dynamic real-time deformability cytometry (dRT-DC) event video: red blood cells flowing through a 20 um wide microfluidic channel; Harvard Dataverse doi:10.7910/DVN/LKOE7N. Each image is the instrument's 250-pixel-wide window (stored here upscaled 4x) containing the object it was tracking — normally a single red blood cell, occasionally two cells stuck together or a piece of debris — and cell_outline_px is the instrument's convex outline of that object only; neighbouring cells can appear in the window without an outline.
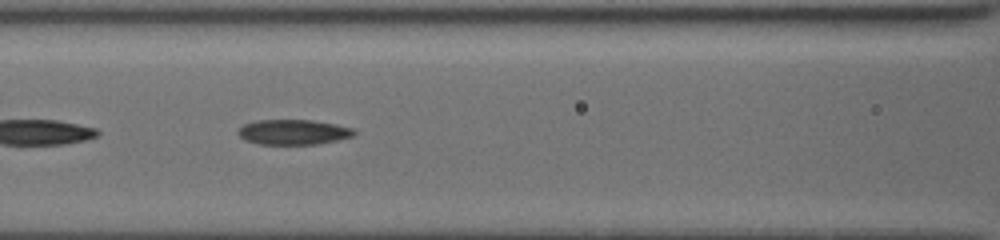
{"species": "common noctule bat (a hibernating species)", "species_latin": "Nyctalus noctula", "temperature_condition": "cold", "stored_images_in_passage": 54, "segment_of_instrument_passage": [2, 2], "camera_frame_rate_fps": 3000, "um_per_image_px": 0.085, "animal": {"sex": "female", "body_mass_g": 19.5, "forearm_length_mm": 54.1}, "frame": {"image": 1, "passage_image": 27, "time_ms": 8.667, "image_size_px": [1000, 240], "cell_outline_px": [[356, 132], [352, 136], [336, 140], [316, 144], [260, 144], [244, 140], [236, 132], [244, 124], [256, 120], [312, 120], [336, 124], [352, 128]], "centroid_in_image_um": [24.91, 11.22], "position_along_channel_um": 141.7, "area_um2": 16.88}}
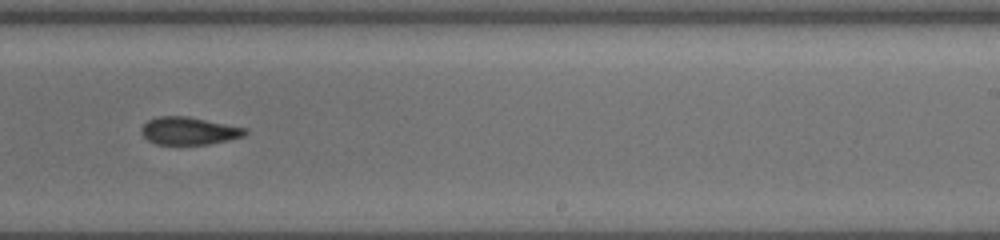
{"frame": {"image": 2, "passage_image": 37, "time_ms": 12.0, "image_size_px": [1000, 240], "cell_outline_px": [[248, 132], [244, 136], [228, 140], [208, 144], [156, 144], [148, 140], [140, 132], [140, 128], [148, 120], [160, 116], [188, 116], [248, 128]], "centroid_in_image_um": [16.07, 11.12], "position_along_channel_um": 272.9, "area_um2": 16.76}}
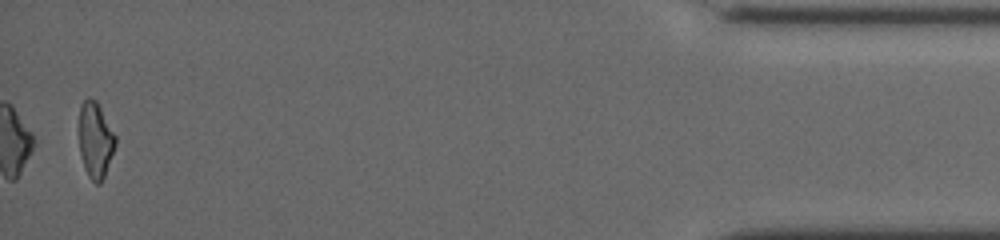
{"frame": {"image": 3, "passage_image": 54, "time_ms": 17.667, "image_size_px": [1000, 240], "cell_outline_px": [[116, 144], [104, 176], [100, 184], [96, 184], [88, 176], [84, 168], [80, 152], [80, 104], [88, 96], [96, 100], [116, 136]], "centroid_in_image_um": [8.11, 11.9], "position_along_channel_um": 427.1, "area_um2": 15.9}}